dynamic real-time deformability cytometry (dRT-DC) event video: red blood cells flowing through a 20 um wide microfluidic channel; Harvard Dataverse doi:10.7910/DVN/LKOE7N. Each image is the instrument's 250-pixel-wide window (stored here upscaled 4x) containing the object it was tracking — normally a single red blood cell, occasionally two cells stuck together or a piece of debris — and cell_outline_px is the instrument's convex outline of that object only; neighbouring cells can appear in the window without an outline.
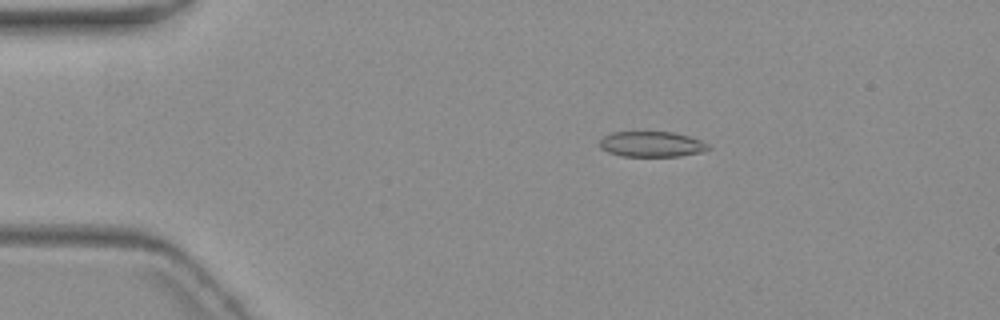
{"species": "common noctule bat (a hibernating species)", "species_latin": "Nyctalus noctula", "temperature_condition": "warm", "stored_images_in_passage": 5, "camera_frame_rate_fps": 3000, "um_per_image_px": 0.085, "animal": {"sex": "female", "body_mass_g": 19.3, "forearm_length_mm": 54.1}, "frame": {"image": 1, "passage_image": 3, "time_ms": 2.333, "image_size_px": [1000, 320], "cell_outline_px": [[712, 148], [700, 152], [680, 156], [620, 156], [608, 152], [600, 148], [600, 140], [604, 136], [612, 132], [672, 132], [688, 136], [700, 140], [708, 144]], "centroid_in_image_um": [55.38, 12.26], "position_along_channel_um": 29.6, "area_um2": 16.07}}